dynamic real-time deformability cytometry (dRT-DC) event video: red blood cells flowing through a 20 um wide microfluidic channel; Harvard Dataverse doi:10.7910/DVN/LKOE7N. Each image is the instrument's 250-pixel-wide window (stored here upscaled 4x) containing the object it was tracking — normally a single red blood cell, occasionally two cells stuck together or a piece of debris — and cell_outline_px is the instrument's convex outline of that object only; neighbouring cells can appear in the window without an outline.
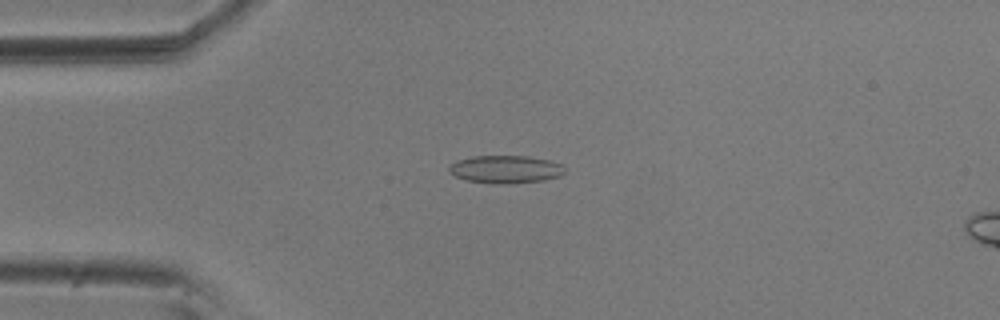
{"species": "common noctule bat (a hibernating species)", "species_latin": "Nyctalus noctula", "temperature_condition": "room temperature", "stored_images_in_passage": 54, "camera_frame_rate_fps": 3000, "um_per_image_px": 0.085, "animal": {"sex": "male", "body_mass_g": 20.5, "forearm_length_mm": 52.5}, "frame": {"image": 1, "passage_image": 12, "time_ms": 3.667, "image_size_px": [1000, 320], "cell_outline_px": [[564, 172], [560, 176], [544, 180], [508, 184], [492, 184], [464, 180], [448, 172], [448, 168], [456, 160], [472, 156], [528, 156], [548, 160], [560, 164], [564, 168]], "centroid_in_image_um": [42.93, 14.4], "position_along_channel_um": 42.1, "area_um2": 18.84}}
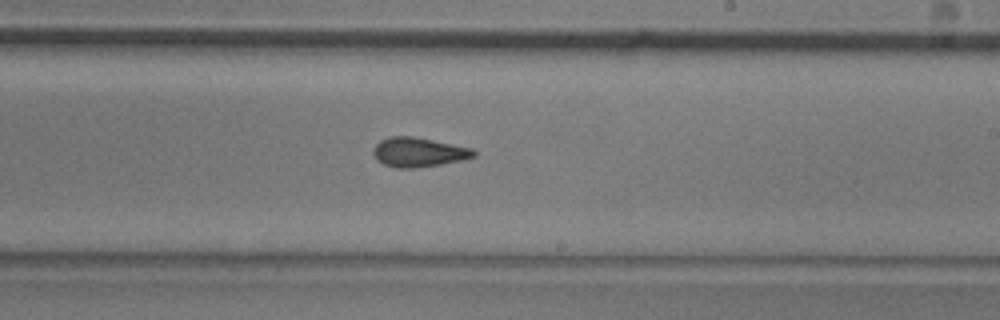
{"frame": {"image": 2, "passage_image": 31, "time_ms": 10.0, "image_size_px": [1000, 320], "cell_outline_px": [[476, 156], [460, 160], [440, 164], [416, 168], [396, 168], [384, 164], [376, 160], [372, 152], [376, 144], [380, 140], [392, 136], [412, 136], [472, 148], [476, 152]], "centroid_in_image_um": [35.55, 12.94], "position_along_channel_um": 253.5, "area_um2": 17.11}}
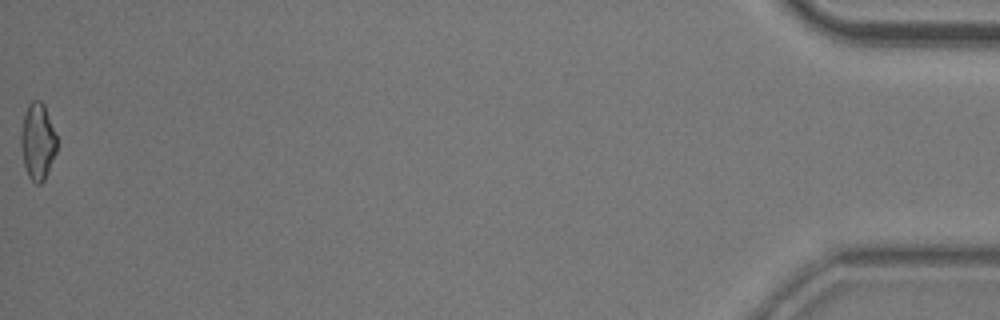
{"frame": {"image": 3, "passage_image": 54, "time_ms": 17.667, "image_size_px": [1000, 320], "cell_outline_px": [[56, 152], [44, 180], [40, 184], [36, 184], [28, 176], [24, 164], [20, 144], [20, 132], [24, 116], [28, 104], [32, 100], [40, 100], [44, 104], [56, 136]], "centroid_in_image_um": [3.18, 12.02], "position_along_channel_um": 432.0, "area_um2": 15.9}, "authors_computed_cell_mechanics": {"area_um2": 16.8776, "velocity_mm_per_s": 3.6436, "shape_relaxation_time_tau1_ms": null, "shape_relaxation_time_tau2_ms": 1.61, "deformation_change_tau1": null, "deformation_change_tau2": 0.0804}}